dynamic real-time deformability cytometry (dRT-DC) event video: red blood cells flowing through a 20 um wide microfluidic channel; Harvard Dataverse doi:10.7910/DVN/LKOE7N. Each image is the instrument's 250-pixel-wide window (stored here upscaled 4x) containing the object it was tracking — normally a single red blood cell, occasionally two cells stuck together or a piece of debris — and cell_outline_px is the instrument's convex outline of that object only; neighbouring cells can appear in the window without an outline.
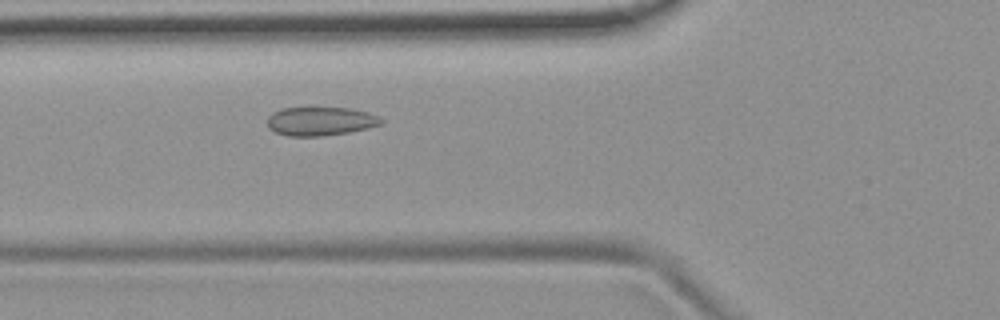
{"species": "common noctule bat (a hibernating species)", "species_latin": "Nyctalus noctula", "temperature_condition": "room temperature", "stored_images_in_passage": 53, "camera_frame_rate_fps": 3000, "um_per_image_px": 0.085, "animal": {"sex": "female", "body_mass_g": 19.9}, "frame": {"image": 1, "passage_image": 19, "time_ms": 6.0, "image_size_px": [1000, 320], "cell_outline_px": [[384, 120], [380, 124], [368, 128], [348, 132], [320, 136], [288, 136], [276, 132], [268, 128], [268, 116], [272, 112], [280, 108], [352, 108], [368, 112]], "centroid_in_image_um": [27.21, 10.3], "position_along_channel_um": 98.6, "area_um2": 18.96}}
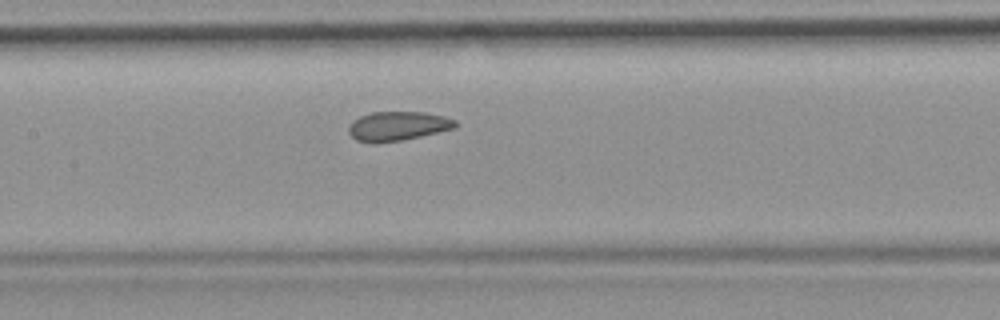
{"frame": {"image": 2, "passage_image": 25, "time_ms": 8.0, "image_size_px": [1000, 320], "cell_outline_px": [[456, 128], [420, 136], [400, 140], [376, 144], [356, 140], [348, 132], [348, 128], [352, 120], [360, 116], [372, 112], [424, 112], [444, 116], [456, 120]], "centroid_in_image_um": [33.78, 10.72], "position_along_channel_um": 173.6, "area_um2": 18.21}}
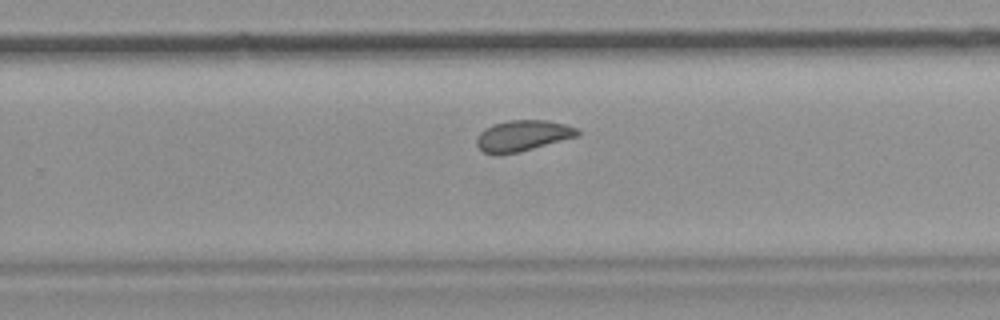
{"frame": {"image": 3, "passage_image": 34, "time_ms": 11.0, "image_size_px": [1000, 320], "cell_outline_px": [[580, 132], [576, 136], [532, 148], [516, 152], [484, 152], [476, 144], [476, 136], [484, 128], [492, 124], [508, 120], [548, 120], [564, 124], [576, 128]], "centroid_in_image_um": [44.4, 11.49], "position_along_channel_um": 285.4, "area_um2": 17.57}, "authors_computed_cell_mechanics": {"area_um2": 18.9584, "velocity_mm_per_s": 3.7474, "shape_relaxation_time_tau1_ms": null, "shape_relaxation_time_tau2_ms": 1.1475, "deformation_change_tau1": null, "deformation_change_tau2": 0.0622}}